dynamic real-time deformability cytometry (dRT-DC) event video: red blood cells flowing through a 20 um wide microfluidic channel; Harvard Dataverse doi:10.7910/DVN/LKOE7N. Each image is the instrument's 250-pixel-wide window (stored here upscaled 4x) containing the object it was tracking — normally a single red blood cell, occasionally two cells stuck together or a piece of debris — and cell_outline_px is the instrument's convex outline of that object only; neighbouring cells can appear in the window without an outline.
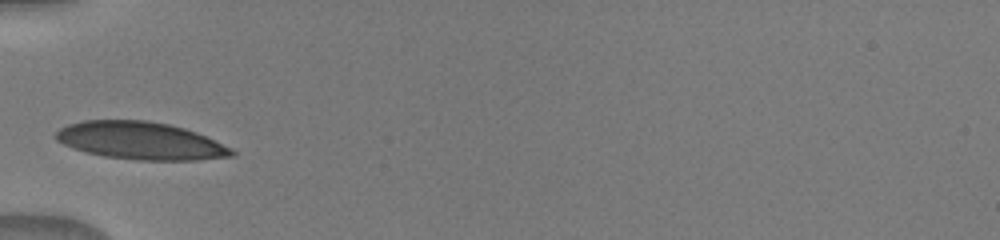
{"species": "human", "species_latin": "Homo sapiens", "temperature_condition": "warm", "stored_images_in_passage": 33, "camera_frame_rate_fps": 3000, "um_per_image_px": 0.085, "donor": {"sex": "male"}, "frame": {"image": 1, "passage_image": 1, "time_ms": 0.0, "image_size_px": [1000, 240], "cell_outline_px": [[236, 156], [196, 160], [136, 160], [104, 156], [84, 152], [72, 148], [56, 140], [56, 132], [60, 128], [68, 124], [84, 120], [148, 120], [168, 124], [184, 128], [196, 132], [232, 148], [236, 152]], "centroid_in_image_um": [11.95, 11.96], "position_along_channel_um": 73.0, "area_um2": 38.61}}
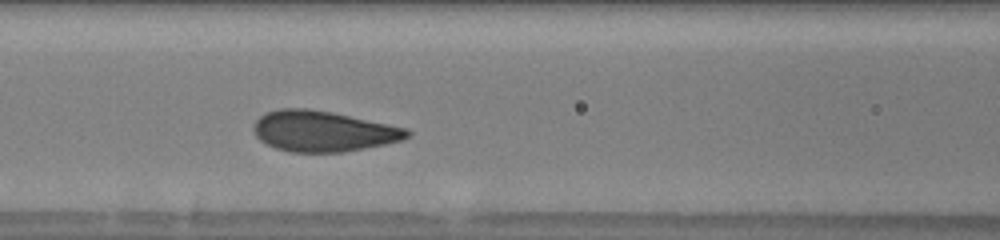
{"frame": {"image": 2, "passage_image": 6, "time_ms": 1.667, "image_size_px": [1000, 240], "cell_outline_px": [[412, 136], [404, 140], [344, 152], [288, 152], [264, 144], [256, 136], [252, 128], [256, 120], [264, 112], [280, 108], [308, 108], [332, 112], [408, 128], [412, 132]], "centroid_in_image_um": [27.46, 11.15], "position_along_channel_um": 139.1, "area_um2": 36.76}}
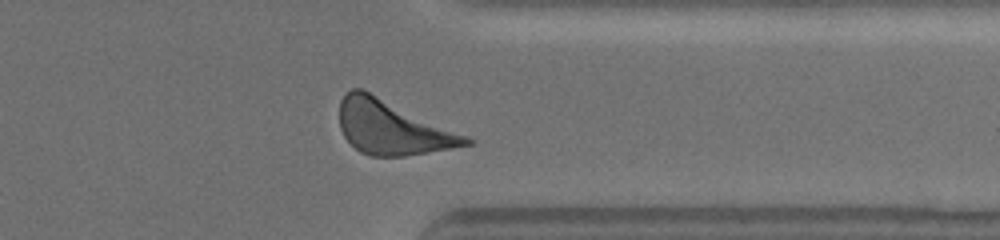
{"frame": {"image": 3, "passage_image": 24, "time_ms": 7.667, "image_size_px": [1000, 240], "cell_outline_px": [[472, 144], [452, 148], [404, 156], [372, 156], [360, 152], [344, 136], [340, 128], [340, 100], [352, 88], [364, 88], [464, 136], [472, 140]], "centroid_in_image_um": [33.27, 10.83], "position_along_channel_um": 378.1, "area_um2": 39.02}}